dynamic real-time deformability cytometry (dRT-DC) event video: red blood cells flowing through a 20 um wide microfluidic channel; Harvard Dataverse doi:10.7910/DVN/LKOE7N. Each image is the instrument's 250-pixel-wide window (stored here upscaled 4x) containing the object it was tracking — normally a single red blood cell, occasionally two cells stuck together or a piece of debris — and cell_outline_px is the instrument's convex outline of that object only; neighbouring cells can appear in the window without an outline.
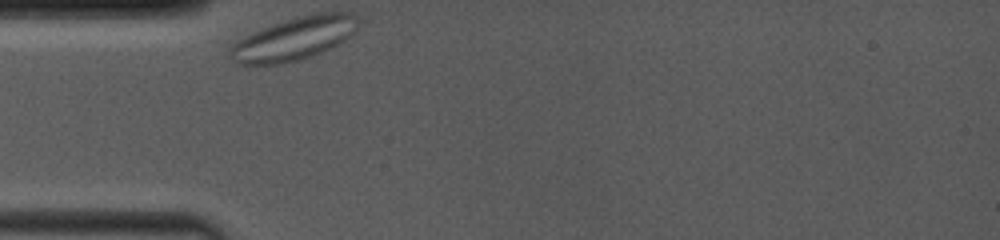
{"species": "common noctule bat (a hibernating species)", "species_latin": "Nyctalus noctula", "temperature_condition": "room temperature", "stored_images_in_passage": 22, "camera_frame_rate_fps": 4000, "um_per_image_px": 0.085, "animal": {"sex": "female", "body_mass_g": 19.0, "forearm_length_mm": 53.3}, "frame": {"image": 1, "passage_image": 1, "time_ms": 0.0, "image_size_px": [1000, 240], "cell_outline_px": [[360, 20], [356, 28], [344, 40], [332, 48], [300, 60], [280, 64], [240, 64], [232, 60], [228, 52], [228, 48], [232, 44], [244, 36], [260, 28], [272, 24], [300, 16], [316, 12], [352, 12]], "centroid_in_image_um": [24.98, 3.28], "position_along_channel_um": 60.0, "area_um2": 32.14}}
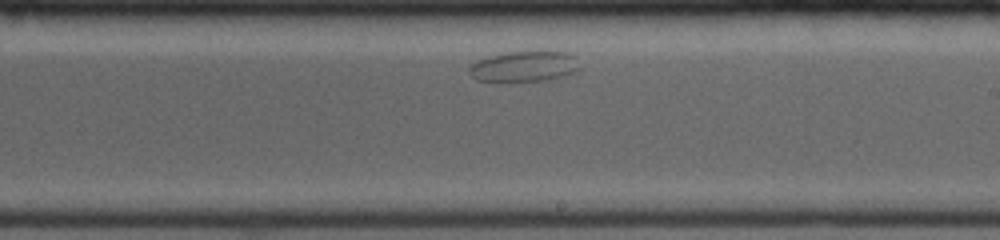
{"frame": {"image": 2, "passage_image": 14, "time_ms": 5.75, "image_size_px": [1000, 240], "cell_outline_px": [[580, 68], [564, 76], [544, 80], [512, 84], [476, 80], [468, 72], [468, 68], [476, 60], [488, 56], [508, 52], [568, 52], [576, 56]], "centroid_in_image_um": [44.5, 5.69], "position_along_channel_um": 244.5, "area_um2": 20.29}}
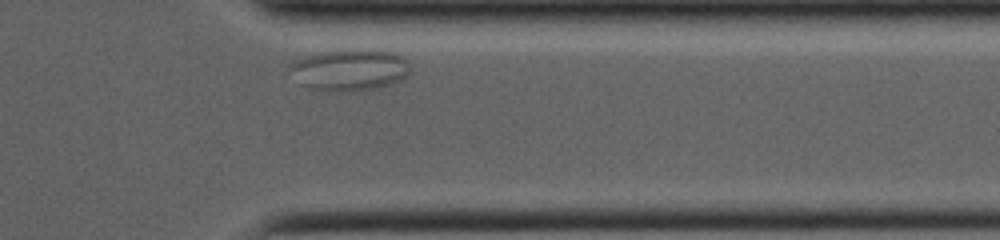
{"frame": {"image": 3, "passage_image": 22, "time_ms": 9.75, "image_size_px": [1000, 240], "cell_outline_px": [[412, 68], [408, 76], [392, 84], [376, 88], [352, 92], [336, 92], [312, 88], [304, 84], [288, 68], [288, 64], [296, 60], [308, 56], [324, 52], [348, 48], [376, 48], [392, 52], [408, 60]], "centroid_in_image_um": [29.83, 5.91], "position_along_channel_um": 381.6, "area_um2": 29.54}}